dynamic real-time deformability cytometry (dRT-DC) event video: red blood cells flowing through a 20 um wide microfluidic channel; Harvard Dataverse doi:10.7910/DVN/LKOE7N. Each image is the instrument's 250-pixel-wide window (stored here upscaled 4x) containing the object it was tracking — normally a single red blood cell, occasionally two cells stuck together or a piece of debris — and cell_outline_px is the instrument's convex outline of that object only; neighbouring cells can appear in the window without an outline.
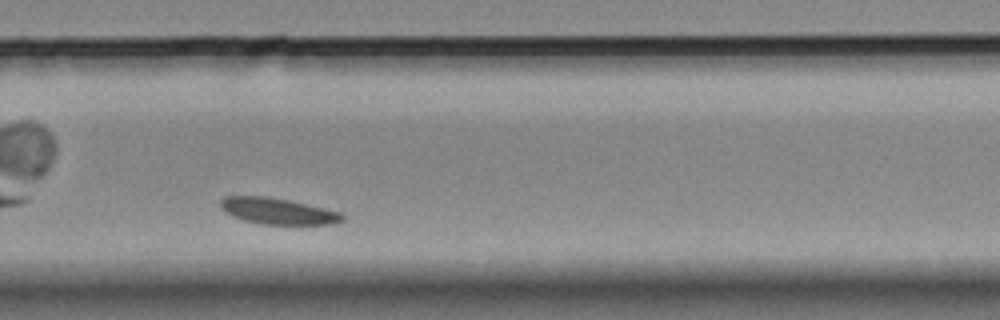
{"species": "Egyptian fruit bat (a non-hibernating species)", "species_latin": "Rousettus aegyptiacus", "temperature_condition": "room temperature", "stored_images_in_passage": 39, "camera_frame_rate_fps": 3000, "um_per_image_px": 0.085, "animal": {"sex": "female"}, "frame": {"image": 1, "passage_image": 23, "time_ms": 7.333, "image_size_px": [1000, 320], "cell_outline_px": [[344, 220], [332, 224], [260, 224], [244, 220], [232, 216], [220, 208], [220, 200], [224, 196], [264, 196], [288, 200], [340, 212], [344, 216]], "centroid_in_image_um": [23.57, 17.94], "position_along_channel_um": 306.2, "area_um2": 18.44}, "authors_computed_cell_mechanics": {"area_um2": 19.363, "velocity_mm_per_s": 3.415, "shape_relaxation_time_tau1_ms": 1.9415, "shape_relaxation_time_tau2_ms": null, "deformation_change_tau1": 0.0451, "deformation_change_tau2": null}}